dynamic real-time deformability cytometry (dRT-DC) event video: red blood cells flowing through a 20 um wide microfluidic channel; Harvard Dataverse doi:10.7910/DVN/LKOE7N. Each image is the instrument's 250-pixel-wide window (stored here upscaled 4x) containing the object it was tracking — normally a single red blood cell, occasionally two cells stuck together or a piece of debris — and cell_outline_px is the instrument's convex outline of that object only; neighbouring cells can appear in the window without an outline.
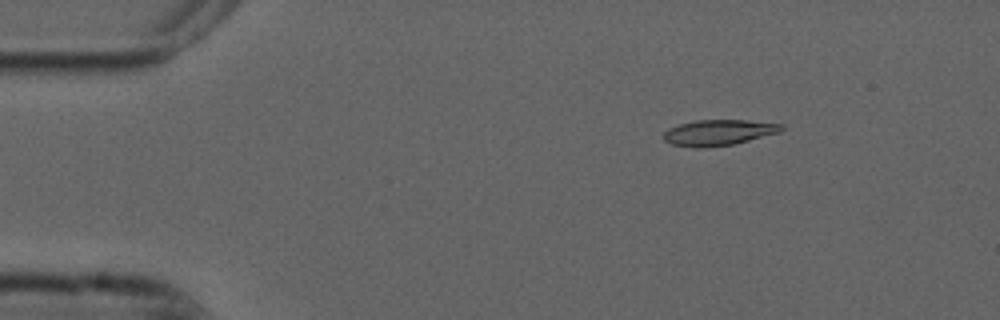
{"species": "common noctule bat (a hibernating species)", "species_latin": "Nyctalus noctula", "temperature_condition": "cold", "stored_images_in_passage": 20, "camera_frame_rate_fps": 3000, "um_per_image_px": 0.085, "animal": {"sex": "male", "forearm_length_mm": 52.5}, "frame": {"image": 1, "passage_image": 8, "time_ms": 2.333, "image_size_px": [1000, 320], "cell_outline_px": [[784, 128], [780, 132], [732, 144], [704, 148], [692, 148], [672, 144], [664, 140], [664, 132], [668, 128], [680, 124], [696, 120], [748, 120], [784, 124]], "centroid_in_image_um": [61.07, 11.26], "position_along_channel_um": 23.9, "area_um2": 17.69}}
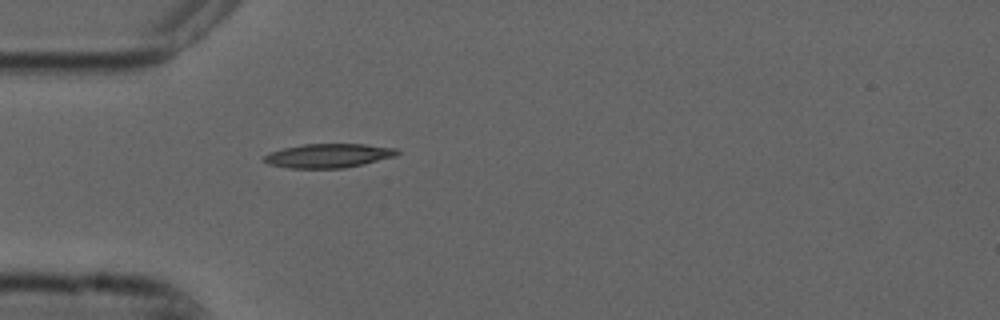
{"frame": {"image": 2, "passage_image": 16, "time_ms": 5.0, "image_size_px": [1000, 320], "cell_outline_px": [[400, 152], [396, 156], [344, 168], [288, 168], [268, 164], [264, 160], [264, 156], [272, 152], [284, 148], [304, 144], [364, 144], [396, 148]], "centroid_in_image_um": [27.93, 13.23], "position_along_channel_um": 57.1, "area_um2": 18.44}}
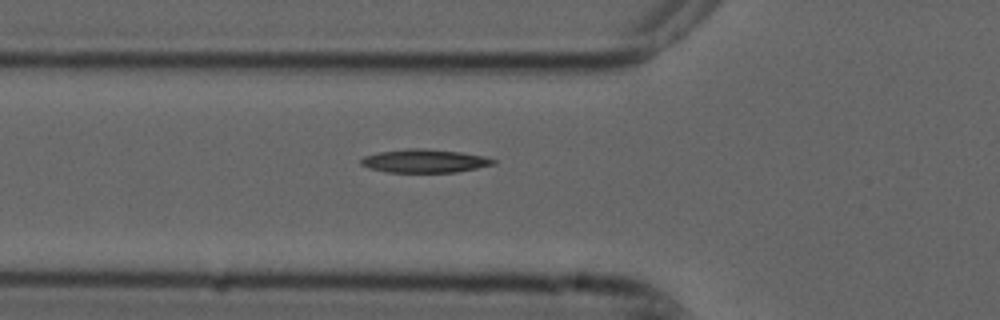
{"frame": {"image": 3, "passage_image": 19, "time_ms": 6.0, "image_size_px": [1000, 320], "cell_outline_px": [[496, 164], [456, 172], [388, 172], [368, 168], [360, 164], [360, 160], [364, 156], [380, 152], [404, 148], [424, 148], [460, 152], [484, 156], [496, 160]], "centroid_in_image_um": [36.08, 13.67], "position_along_channel_um": 89.7, "area_um2": 18.03}}